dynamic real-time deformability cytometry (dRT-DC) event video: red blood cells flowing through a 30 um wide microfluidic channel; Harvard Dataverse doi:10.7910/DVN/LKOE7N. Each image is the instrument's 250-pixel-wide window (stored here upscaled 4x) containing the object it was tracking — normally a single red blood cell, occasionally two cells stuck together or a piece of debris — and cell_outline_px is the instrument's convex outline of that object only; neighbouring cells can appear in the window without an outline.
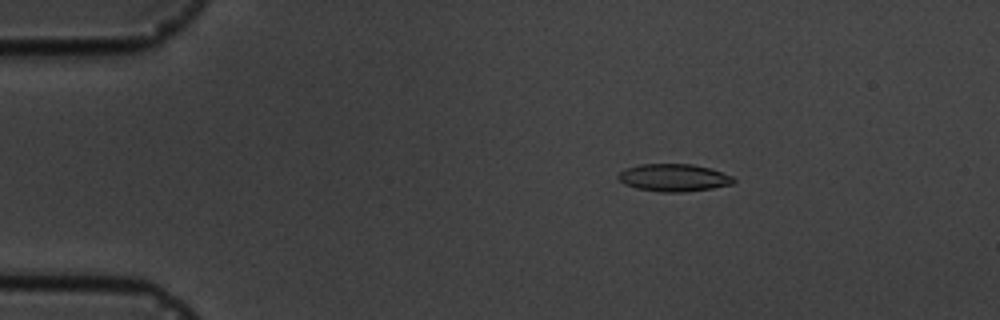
{"species": "common noctule bat (a hibernating species)", "species_latin": "Nyctalus noctula", "temperature_condition": "cold", "stored_images_in_passage": 5, "camera_frame_rate_fps": 3000, "um_per_image_px": 0.085, "animal": {"sex": "male", "body_mass_g": 19.5, "forearm_length_mm": 54.6}, "frame": {"image": 1, "passage_image": 3, "time_ms": 2.333, "image_size_px": [1000, 320], "cell_outline_px": [[736, 180], [732, 184], [712, 188], [684, 192], [660, 192], [636, 188], [624, 184], [616, 176], [624, 168], [640, 164], [692, 164], [708, 168], [732, 176]], "centroid_in_image_um": [57.23, 15.1], "position_along_channel_um": 27.8, "area_um2": 18.44}}
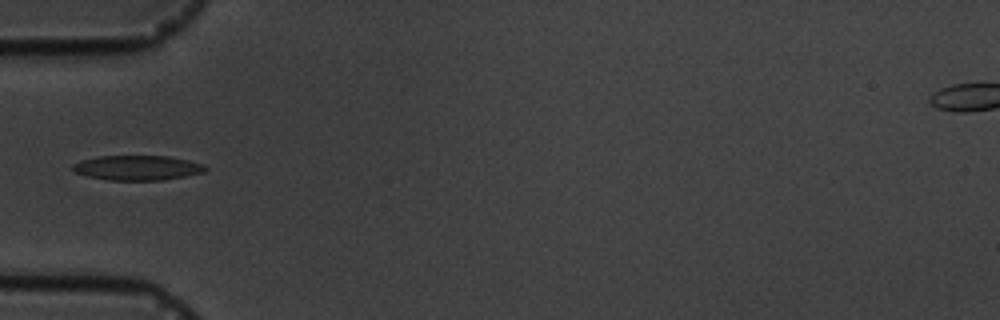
{"frame": {"image": 2, "passage_image": 5, "time_ms": 5.333, "image_size_px": [1000, 320], "cell_outline_px": [[208, 168], [204, 172], [164, 180], [108, 180], [88, 176], [76, 172], [72, 168], [72, 164], [80, 160], [96, 156], [168, 156], [188, 160], [204, 164]], "centroid_in_image_um": [11.68, 14.25], "position_along_channel_um": 73.3, "area_um2": 19.19}}